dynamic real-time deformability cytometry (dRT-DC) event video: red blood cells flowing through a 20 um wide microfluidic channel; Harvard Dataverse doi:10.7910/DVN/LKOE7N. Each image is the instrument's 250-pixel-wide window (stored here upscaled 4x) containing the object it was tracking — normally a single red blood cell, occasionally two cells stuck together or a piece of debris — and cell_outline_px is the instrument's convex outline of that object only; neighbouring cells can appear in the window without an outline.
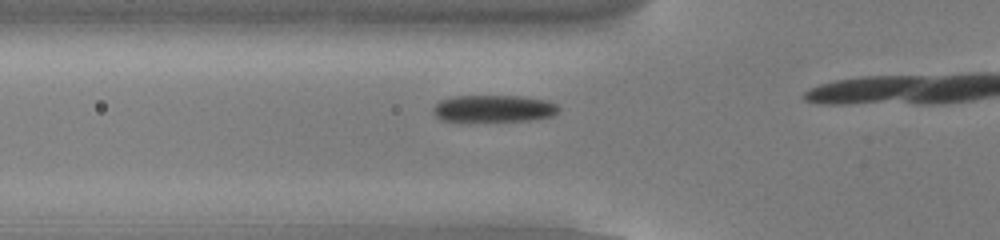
{"species": "common noctule bat (a hibernating species)", "species_latin": "Nyctalus noctula", "temperature_condition": "cold", "stored_images_in_passage": 14, "camera_frame_rate_fps": 3000, "um_per_image_px": 0.085, "animal": {"sex": "male", "body_mass_g": 13.0, "forearm_length_mm": 53.1}, "frame": {"image": 1, "passage_image": 10, "time_ms": 3.0, "image_size_px": [1000, 240], "cell_outline_px": [[560, 108], [552, 116], [528, 120], [444, 120], [436, 116], [432, 112], [432, 108], [440, 100], [452, 96], [524, 96], [548, 100], [556, 104]], "centroid_in_image_um": [41.97, 9.2], "position_along_channel_um": 83.8, "area_um2": 19.48}}